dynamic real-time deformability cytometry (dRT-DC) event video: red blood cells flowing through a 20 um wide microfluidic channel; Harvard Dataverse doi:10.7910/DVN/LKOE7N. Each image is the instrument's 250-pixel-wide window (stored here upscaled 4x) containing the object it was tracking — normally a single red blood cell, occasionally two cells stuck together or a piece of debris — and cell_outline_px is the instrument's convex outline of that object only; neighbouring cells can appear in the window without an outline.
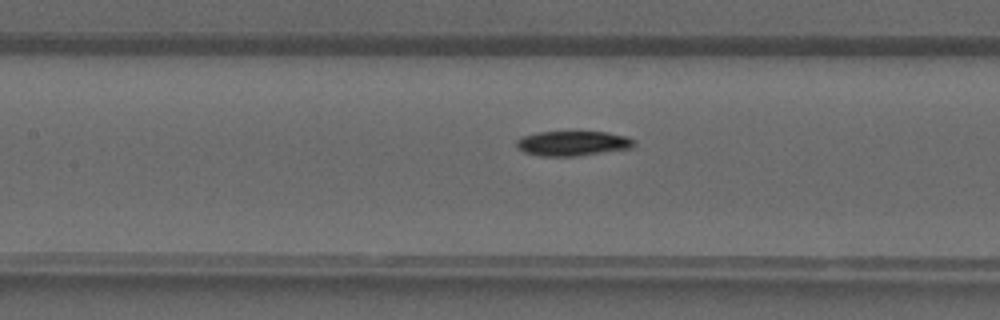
{"species": "common noctule bat (a hibernating species)", "species_latin": "Nyctalus noctula", "temperature_condition": "warm", "stored_images_in_passage": 35, "camera_frame_rate_fps": 3000, "um_per_image_px": 0.085, "animal": {"sex": "male", "forearm_length_mm": 52.5}, "frame": {"image": 1, "passage_image": 14, "time_ms": 4.333, "image_size_px": [1000, 320], "cell_outline_px": [[636, 144], [632, 148], [576, 156], [540, 156], [524, 152], [516, 144], [516, 140], [524, 136], [536, 132], [608, 132], [628, 136], [636, 140]], "centroid_in_image_um": [48.74, 12.18], "position_along_channel_um": 158.7, "area_um2": 17.05}}
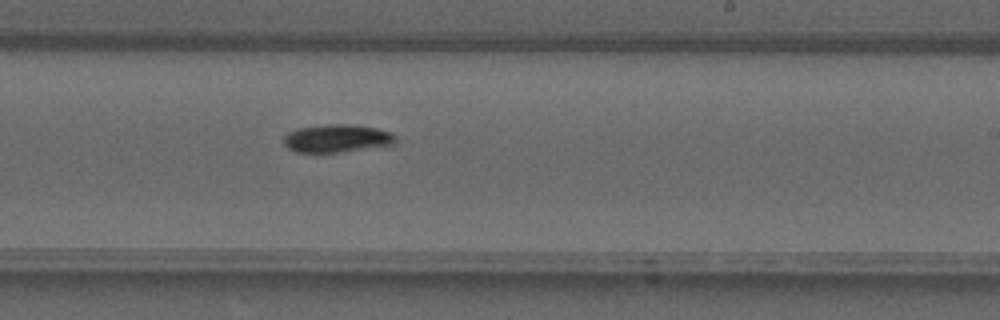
{"frame": {"image": 2, "passage_image": 20, "time_ms": 6.333, "image_size_px": [1000, 320], "cell_outline_px": [[396, 140], [392, 144], [340, 152], [296, 152], [288, 148], [284, 144], [284, 136], [288, 132], [300, 128], [328, 124], [348, 124], [376, 128], [392, 132], [396, 136]], "centroid_in_image_um": [28.63, 11.76], "position_along_channel_um": 260.4, "area_um2": 17.98}}
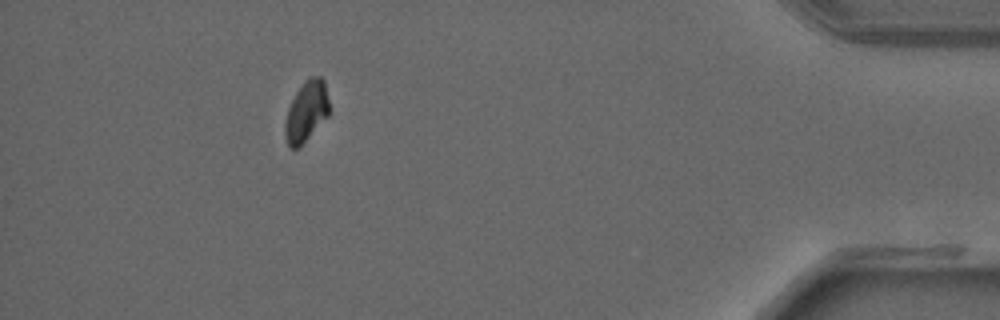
{"frame": {"image": 3, "passage_image": 32, "time_ms": 10.333, "image_size_px": [1000, 320], "cell_outline_px": [[328, 116], [300, 148], [288, 148], [284, 136], [284, 124], [288, 108], [296, 92], [304, 80], [308, 76], [320, 76], [324, 80], [328, 100]], "centroid_in_image_um": [26.01, 9.5], "position_along_channel_um": 409.2, "area_um2": 15.84}}